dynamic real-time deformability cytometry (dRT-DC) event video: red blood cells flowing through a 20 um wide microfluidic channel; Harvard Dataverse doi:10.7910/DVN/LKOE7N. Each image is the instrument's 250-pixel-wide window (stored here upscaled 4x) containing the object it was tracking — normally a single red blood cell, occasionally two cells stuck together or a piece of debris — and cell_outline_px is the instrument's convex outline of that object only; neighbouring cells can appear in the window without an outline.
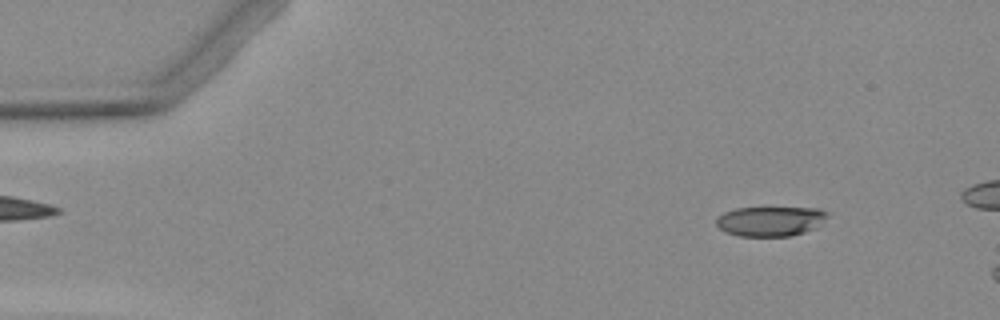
{"species": "Egyptian fruit bat (a non-hibernating species)", "species_latin": "Rousettus aegyptiacus", "temperature_condition": "warm", "stored_images_in_passage": 3, "camera_frame_rate_fps": 3000, "um_per_image_px": 0.085, "animal": {"sex": "female"}, "frame": {"image": 1, "passage_image": 1, "time_ms": 0.0, "image_size_px": [1000, 320], "cell_outline_px": [[828, 212], [824, 220], [816, 228], [792, 236], [740, 236], [724, 232], [716, 224], [716, 220], [724, 212], [736, 208], [816, 208]], "centroid_in_image_um": [65.48, 18.81], "position_along_channel_um": 19.5, "area_um2": 19.19}}